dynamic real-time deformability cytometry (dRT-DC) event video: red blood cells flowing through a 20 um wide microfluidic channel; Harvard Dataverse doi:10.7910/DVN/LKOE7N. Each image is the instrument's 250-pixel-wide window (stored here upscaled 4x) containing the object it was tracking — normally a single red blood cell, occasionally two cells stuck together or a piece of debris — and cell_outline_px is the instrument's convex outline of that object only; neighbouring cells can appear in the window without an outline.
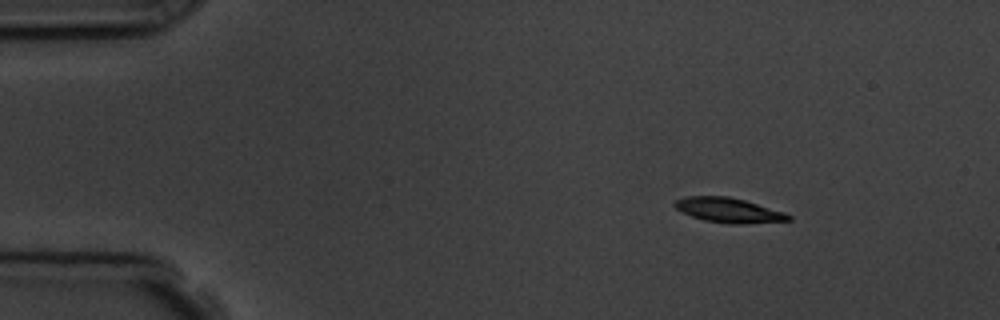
{"species": "common noctule bat (a hibernating species)", "species_latin": "Nyctalus noctula", "temperature_condition": "room temperature", "stored_images_in_passage": 4, "camera_frame_rate_fps": 3000, "um_per_image_px": 0.085, "animal": {"sex": "male", "body_mass_g": 19.5, "forearm_length_mm": 54.6}, "frame": {"image": 1, "passage_image": 1, "time_ms": 0.0, "image_size_px": [1000, 320], "cell_outline_px": [[792, 220], [740, 224], [732, 224], [704, 220], [692, 216], [676, 208], [672, 204], [676, 200], [688, 196], [728, 196], [744, 200], [784, 212], [792, 216]], "centroid_in_image_um": [61.94, 17.86], "position_along_channel_um": 23.1, "area_um2": 16.18}}
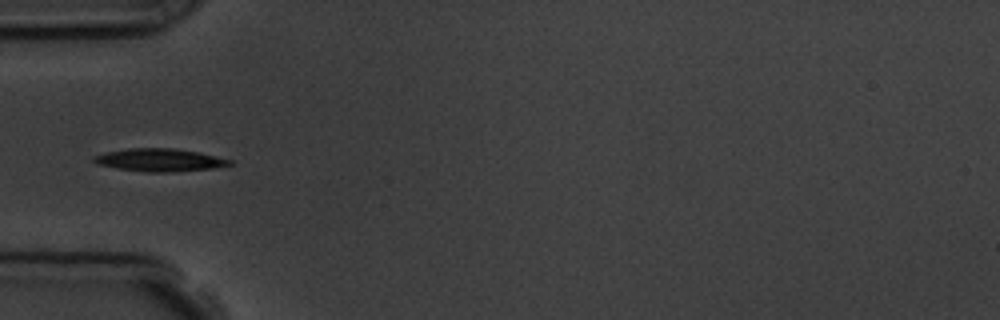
{"frame": {"image": 2, "passage_image": 4, "time_ms": 3.333, "image_size_px": [1000, 320], "cell_outline_px": [[232, 164], [212, 168], [172, 172], [144, 172], [116, 168], [96, 164], [92, 160], [92, 156], [108, 152], [132, 148], [172, 148], [200, 152], [232, 160]], "centroid_in_image_um": [13.55, 13.6], "position_along_channel_um": 71.5, "area_um2": 17.98}}